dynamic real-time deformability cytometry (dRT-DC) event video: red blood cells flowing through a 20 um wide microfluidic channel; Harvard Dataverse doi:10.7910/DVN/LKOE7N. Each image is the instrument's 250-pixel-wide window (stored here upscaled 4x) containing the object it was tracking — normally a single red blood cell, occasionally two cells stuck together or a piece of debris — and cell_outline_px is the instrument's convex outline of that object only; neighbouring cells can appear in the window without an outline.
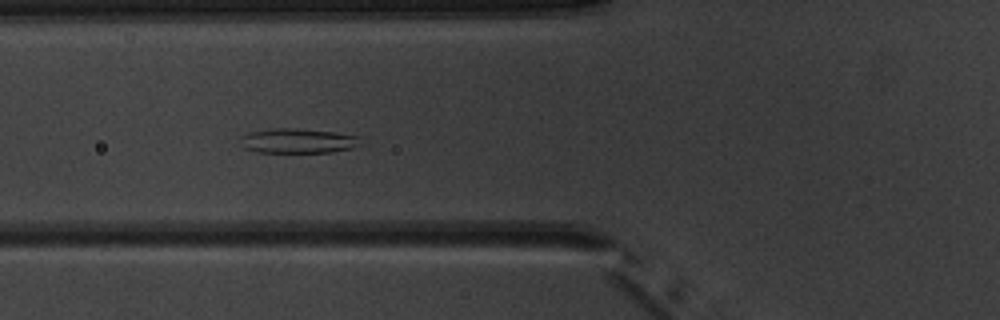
{"species": "common noctule bat (a hibernating species)", "species_latin": "Nyctalus noctula", "temperature_condition": "warm", "stored_images_in_passage": 7, "camera_frame_rate_fps": 3000, "um_per_image_px": 0.085, "animal": {"sex": "male", "body_mass_g": 20.1, "forearm_length_mm": 53.5}, "frame": {"image": 1, "passage_image": 5, "time_ms": 4.667, "image_size_px": [1000, 320], "cell_outline_px": [[360, 144], [352, 148], [332, 152], [256, 152], [244, 148], [240, 136], [248, 132], [272, 128], [296, 128], [336, 132], [360, 136]], "centroid_in_image_um": [25.32, 11.96], "position_along_channel_um": 100.5, "area_um2": 17.4}}
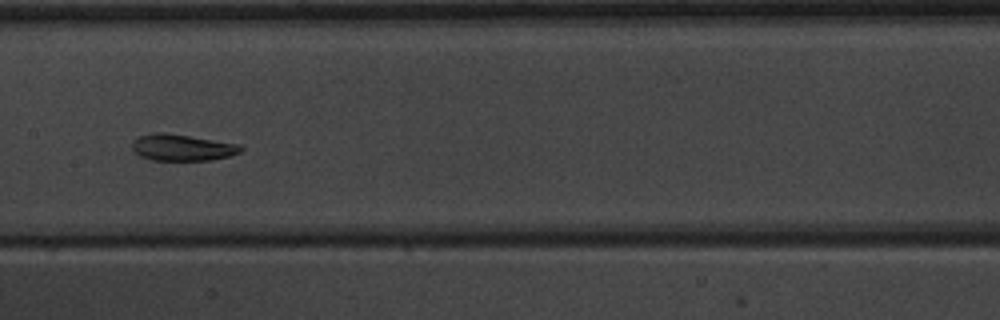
{"frame": {"image": 2, "passage_image": 7, "time_ms": 7.0, "image_size_px": [1000, 320], "cell_outline_px": [[244, 148], [240, 152], [228, 156], [212, 160], [152, 160], [140, 156], [132, 148], [132, 144], [140, 136], [156, 132], [164, 132], [240, 144]], "centroid_in_image_um": [15.51, 12.54], "position_along_channel_um": 191.9, "area_um2": 16.59}}